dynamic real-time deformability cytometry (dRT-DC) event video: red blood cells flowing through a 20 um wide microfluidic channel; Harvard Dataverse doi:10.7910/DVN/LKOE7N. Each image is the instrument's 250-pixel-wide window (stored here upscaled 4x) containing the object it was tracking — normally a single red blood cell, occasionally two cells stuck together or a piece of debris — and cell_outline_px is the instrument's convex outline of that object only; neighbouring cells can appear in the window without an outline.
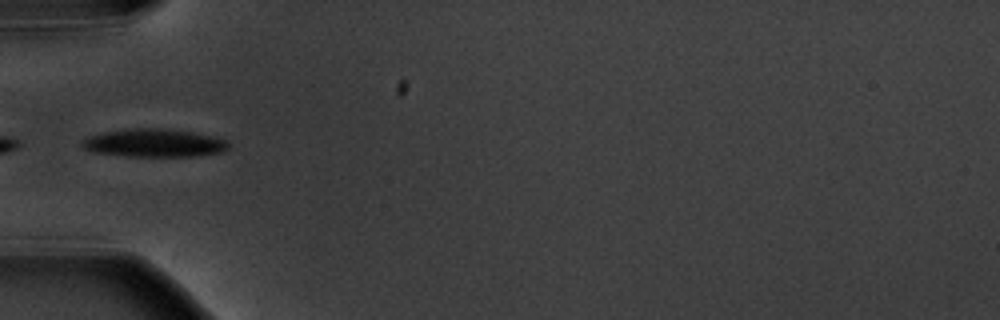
{"species": "common noctule bat (a hibernating species)", "species_latin": "Nyctalus noctula", "temperature_condition": "warm", "stored_images_in_passage": 1, "camera_frame_rate_fps": 3000, "um_per_image_px": 0.085, "animal": {"sex": "male", "body_mass_g": 20.1, "forearm_length_mm": 53.5}, "frame": {"image": 1, "passage_image": 1, "time_ms": 0.0, "image_size_px": [1000, 320], "cell_outline_px": [[228, 148], [224, 152], [196, 156], [128, 156], [92, 152], [84, 148], [80, 144], [80, 140], [88, 136], [104, 132], [128, 128], [160, 128], [188, 132], [208, 136], [224, 140], [228, 144]], "centroid_in_image_um": [13.01, 12.16], "position_along_channel_um": 72.0, "area_um2": 23.76}}